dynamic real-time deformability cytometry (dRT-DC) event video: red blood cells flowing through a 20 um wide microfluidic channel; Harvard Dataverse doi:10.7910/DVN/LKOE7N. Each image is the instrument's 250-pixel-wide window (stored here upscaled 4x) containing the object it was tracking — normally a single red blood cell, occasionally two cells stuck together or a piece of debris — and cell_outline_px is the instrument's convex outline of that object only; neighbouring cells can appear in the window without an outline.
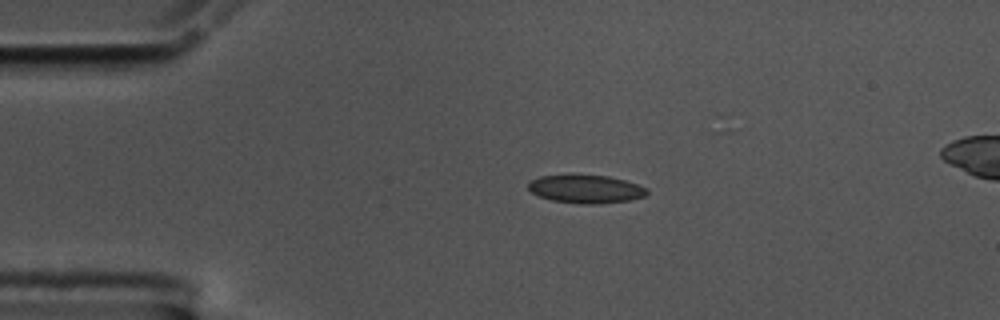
{"species": "common noctule bat (a hibernating species)", "species_latin": "Nyctalus noctula", "temperature_condition": "cold", "stored_images_in_passage": 47, "segment_of_instrument_passage": [1, 2], "camera_frame_rate_fps": 3000, "um_per_image_px": 0.085, "animal": {"sex": "male", "body_mass_g": 17.5, "forearm_length_mm": 52.3}, "frame": {"image": 1, "passage_image": 1, "time_ms": 0.0, "image_size_px": [1000, 320], "cell_outline_px": [[648, 192], [644, 196], [628, 200], [596, 204], [580, 204], [552, 200], [540, 196], [532, 192], [528, 188], [528, 184], [532, 180], [540, 176], [608, 176], [624, 180], [648, 188]], "centroid_in_image_um": [49.81, 16.08], "position_along_channel_um": 35.2, "area_um2": 19.02}}
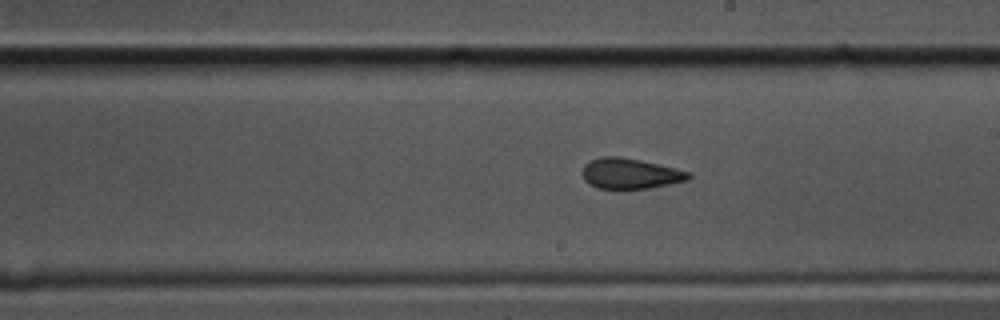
{"frame": {"image": 2, "passage_image": 21, "time_ms": 6.667, "image_size_px": [1000, 320], "cell_outline_px": [[692, 176], [688, 180], [648, 188], [596, 188], [588, 184], [584, 180], [584, 164], [592, 160], [604, 156], [620, 156], [640, 160], [676, 168], [692, 172]], "centroid_in_image_um": [53.6, 14.74], "position_along_channel_um": 235.4, "area_um2": 18.73}}
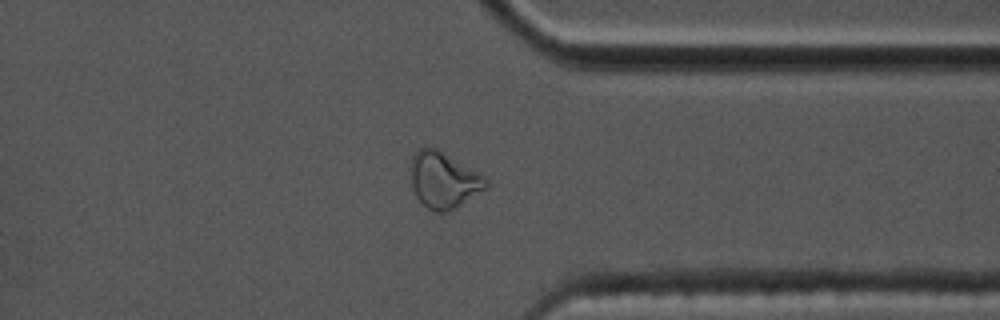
{"frame": {"image": 3, "passage_image": 33, "time_ms": 10.667, "image_size_px": [1000, 320], "cell_outline_px": [[488, 188], [456, 208], [448, 212], [436, 212], [428, 208], [416, 196], [412, 188], [412, 156], [420, 148], [436, 148], [484, 176], [488, 180]], "centroid_in_image_um": [37.74, 15.34], "position_along_channel_um": 373.7, "area_um2": 24.28}}